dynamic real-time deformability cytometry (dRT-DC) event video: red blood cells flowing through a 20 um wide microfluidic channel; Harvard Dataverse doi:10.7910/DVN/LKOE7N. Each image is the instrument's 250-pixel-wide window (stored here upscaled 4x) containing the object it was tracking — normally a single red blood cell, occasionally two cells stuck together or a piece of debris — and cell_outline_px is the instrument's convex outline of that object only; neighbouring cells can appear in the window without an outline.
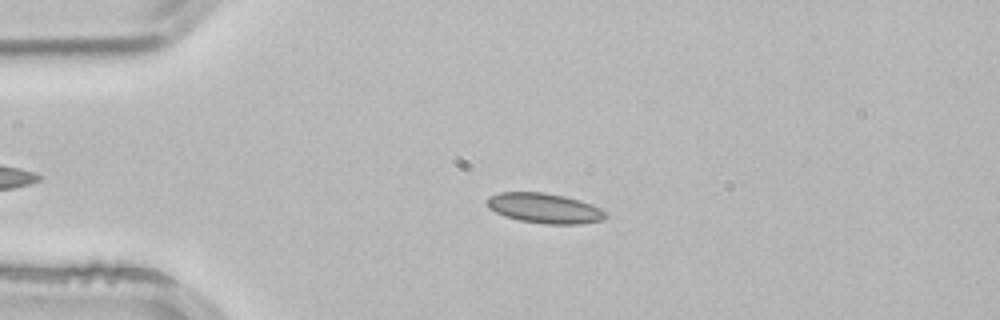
{"species": "common noctule bat (a hibernating species)", "species_latin": "Nyctalus noctula", "temperature_condition": "room temperature", "stored_images_in_passage": 1, "camera_frame_rate_fps": 3000, "um_per_image_px": 0.085, "animal": {"sex": "male", "body_mass_g": 21.5, "forearm_length_mm": 52.0}, "frame": {"image": 1, "passage_image": 1, "time_ms": 0.0, "image_size_px": [1000, 320], "cell_outline_px": [[608, 216], [604, 220], [580, 224], [548, 224], [520, 220], [504, 216], [488, 208], [484, 200], [488, 196], [500, 192], [544, 192], [564, 196], [580, 200], [600, 208], [608, 212]], "centroid_in_image_um": [46.28, 17.69], "position_along_channel_um": 38.7, "area_um2": 20.98}}